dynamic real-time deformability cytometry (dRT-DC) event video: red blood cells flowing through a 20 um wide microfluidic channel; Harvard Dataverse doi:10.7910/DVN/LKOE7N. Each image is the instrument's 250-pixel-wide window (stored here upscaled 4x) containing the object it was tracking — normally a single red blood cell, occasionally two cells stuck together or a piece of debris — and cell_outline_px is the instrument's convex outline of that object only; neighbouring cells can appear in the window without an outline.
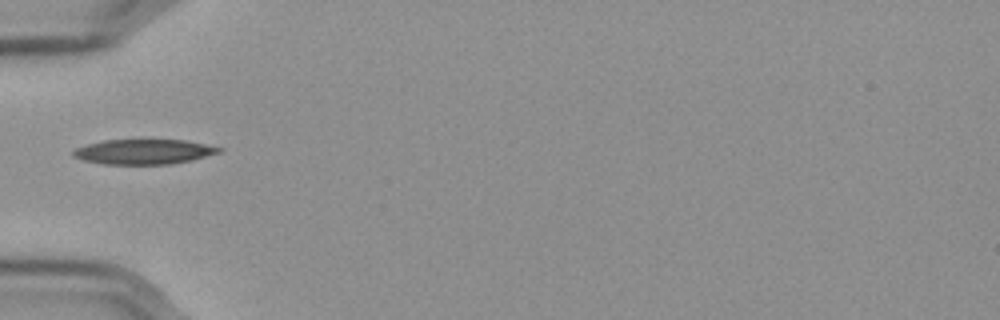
{"species": "Egyptian fruit bat (a non-hibernating species)", "species_latin": "Rousettus aegyptiacus", "temperature_condition": "cold", "stored_images_in_passage": 23, "camera_frame_rate_fps": 3000, "um_per_image_px": 0.085, "frame": {"image": 1, "passage_image": 1, "time_ms": 0.0, "image_size_px": [1000, 320], "cell_outline_px": [[224, 148], [220, 152], [192, 160], [168, 164], [104, 164], [84, 160], [72, 156], [72, 152], [76, 148], [88, 144], [104, 140], [188, 140]], "centroid_in_image_um": [12.24, 12.89], "position_along_channel_um": 72.8, "area_um2": 21.1}}
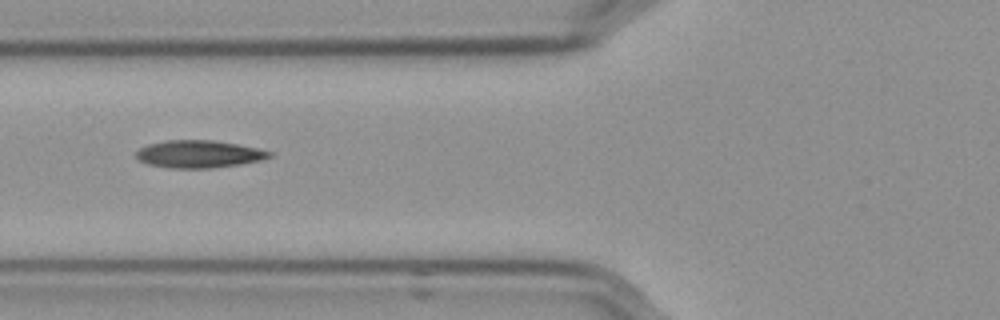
{"frame": {"image": 2, "passage_image": 4, "time_ms": 1.0, "image_size_px": [1000, 320], "cell_outline_px": [[272, 156], [260, 160], [236, 164], [208, 168], [172, 168], [148, 164], [140, 160], [136, 156], [136, 152], [140, 148], [148, 144], [164, 140], [216, 140], [256, 148], [272, 152]], "centroid_in_image_um": [16.87, 13.08], "position_along_channel_um": 108.9, "area_um2": 21.04}}
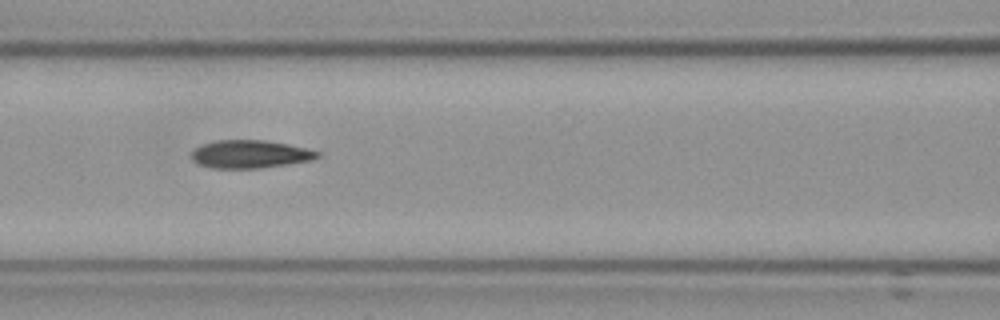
{"frame": {"image": 3, "passage_image": 7, "time_ms": 2.0, "image_size_px": [1000, 320], "cell_outline_px": [[320, 156], [312, 160], [288, 164], [260, 168], [212, 168], [196, 164], [192, 160], [192, 152], [200, 144], [216, 140], [264, 140], [288, 144], [320, 152]], "centroid_in_image_um": [21.22, 13.1], "position_along_channel_um": 145.4, "area_um2": 20.58}}